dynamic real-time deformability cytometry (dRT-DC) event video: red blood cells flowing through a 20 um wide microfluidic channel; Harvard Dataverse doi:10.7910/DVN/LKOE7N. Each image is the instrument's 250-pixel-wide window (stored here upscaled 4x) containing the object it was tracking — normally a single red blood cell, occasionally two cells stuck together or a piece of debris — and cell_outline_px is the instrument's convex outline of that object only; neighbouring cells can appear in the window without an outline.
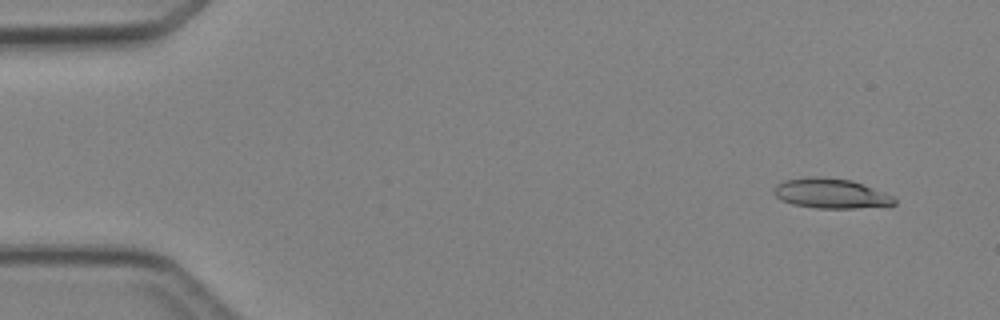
{"species": "Egyptian fruit bat (a non-hibernating species)", "species_latin": "Rousettus aegyptiacus", "temperature_condition": "cold", "stored_images_in_passage": 5, "camera_frame_rate_fps": 3000, "um_per_image_px": 0.085, "animal": {"sex": "female"}, "frame": {"image": 1, "passage_image": 2, "time_ms": 1.0, "image_size_px": [1000, 320], "cell_outline_px": [[896, 204], [856, 208], [816, 208], [792, 204], [780, 200], [772, 192], [776, 184], [784, 180], [852, 180], [884, 192], [892, 196], [896, 200]], "centroid_in_image_um": [70.63, 16.5], "position_along_channel_um": 14.4, "area_um2": 19.88}}